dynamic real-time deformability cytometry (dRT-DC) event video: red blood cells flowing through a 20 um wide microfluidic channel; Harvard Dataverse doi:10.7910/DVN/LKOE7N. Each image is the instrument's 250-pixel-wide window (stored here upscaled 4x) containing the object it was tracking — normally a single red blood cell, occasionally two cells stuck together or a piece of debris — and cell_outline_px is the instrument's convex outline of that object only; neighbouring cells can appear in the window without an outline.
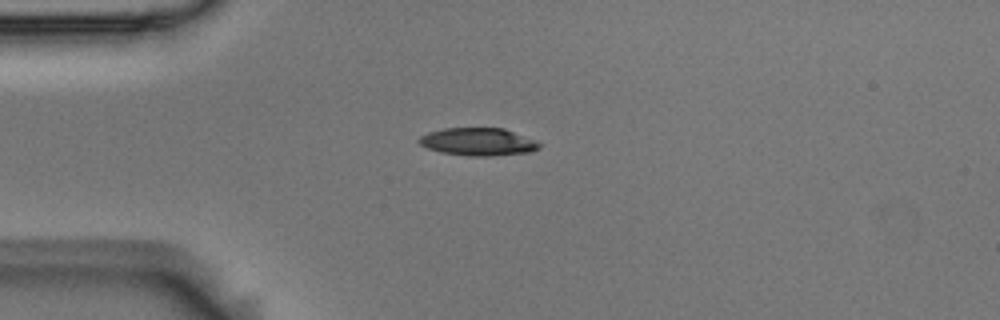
{"species": "Egyptian fruit bat (a non-hibernating species)", "species_latin": "Rousettus aegyptiacus", "temperature_condition": "room temperature", "stored_images_in_passage": 7, "camera_frame_rate_fps": 3000, "um_per_image_px": 0.085, "animal": {"sex": "male"}, "frame": {"image": 1, "passage_image": 3, "time_ms": 0.667, "image_size_px": [1000, 320], "cell_outline_px": [[544, 144], [540, 148], [528, 152], [488, 156], [468, 156], [440, 152], [428, 148], [420, 144], [416, 140], [420, 136], [428, 132], [444, 128], [504, 128]], "centroid_in_image_um": [40.62, 12.05], "position_along_channel_um": 44.4, "area_um2": 19.42}}
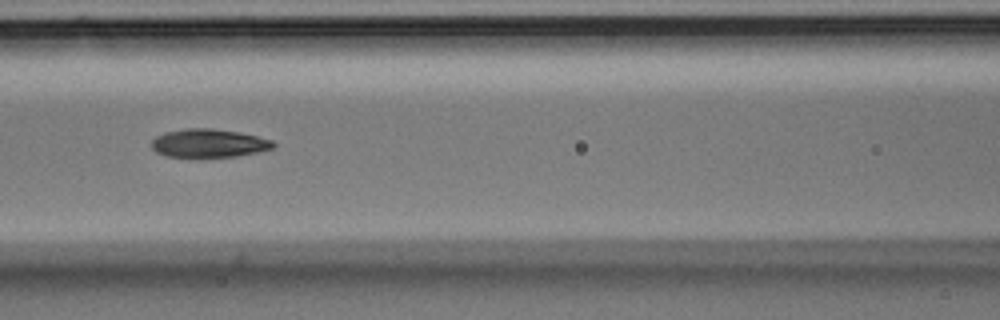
{"frame": {"image": 2, "passage_image": 6, "time_ms": 1.667, "image_size_px": [1000, 320], "cell_outline_px": [[276, 144], [272, 148], [256, 152], [236, 156], [196, 160], [168, 156], [156, 152], [152, 148], [152, 140], [156, 136], [164, 132], [184, 128], [212, 128], [236, 132], [256, 136], [272, 140]], "centroid_in_image_um": [17.68, 12.21], "position_along_channel_um": 148.9, "area_um2": 20.75}}
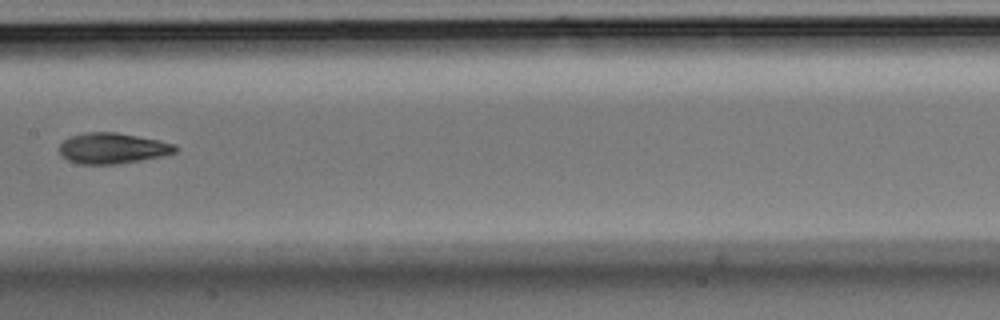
{"frame": {"image": 3, "passage_image": 7, "time_ms": 2.0, "image_size_px": [1000, 320], "cell_outline_px": [[176, 152], [164, 156], [116, 164], [80, 164], [68, 160], [60, 156], [60, 144], [64, 140], [72, 136], [88, 132], [116, 132], [160, 140], [176, 144]], "centroid_in_image_um": [9.58, 12.6], "position_along_channel_um": 197.8, "area_um2": 20.75}}